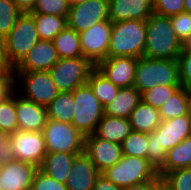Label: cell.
<instances>
[{
  "label": "cell",
  "instance_id": "1",
  "mask_svg": "<svg viewBox=\"0 0 191 190\" xmlns=\"http://www.w3.org/2000/svg\"><path fill=\"white\" fill-rule=\"evenodd\" d=\"M190 135L189 114L161 120L160 125L148 134L147 160L158 172L166 161L167 151Z\"/></svg>",
  "mask_w": 191,
  "mask_h": 190
},
{
  "label": "cell",
  "instance_id": "2",
  "mask_svg": "<svg viewBox=\"0 0 191 190\" xmlns=\"http://www.w3.org/2000/svg\"><path fill=\"white\" fill-rule=\"evenodd\" d=\"M181 50L182 42L176 36L170 17L153 12L146 20V44L143 56L178 60Z\"/></svg>",
  "mask_w": 191,
  "mask_h": 190
},
{
  "label": "cell",
  "instance_id": "3",
  "mask_svg": "<svg viewBox=\"0 0 191 190\" xmlns=\"http://www.w3.org/2000/svg\"><path fill=\"white\" fill-rule=\"evenodd\" d=\"M146 44V20L112 22L107 58L135 57L144 55Z\"/></svg>",
  "mask_w": 191,
  "mask_h": 190
},
{
  "label": "cell",
  "instance_id": "4",
  "mask_svg": "<svg viewBox=\"0 0 191 190\" xmlns=\"http://www.w3.org/2000/svg\"><path fill=\"white\" fill-rule=\"evenodd\" d=\"M181 86L178 60L138 59L134 87L142 94L155 86Z\"/></svg>",
  "mask_w": 191,
  "mask_h": 190
},
{
  "label": "cell",
  "instance_id": "5",
  "mask_svg": "<svg viewBox=\"0 0 191 190\" xmlns=\"http://www.w3.org/2000/svg\"><path fill=\"white\" fill-rule=\"evenodd\" d=\"M39 40L34 18L29 13H22L10 33L3 39L10 65L15 68Z\"/></svg>",
  "mask_w": 191,
  "mask_h": 190
},
{
  "label": "cell",
  "instance_id": "6",
  "mask_svg": "<svg viewBox=\"0 0 191 190\" xmlns=\"http://www.w3.org/2000/svg\"><path fill=\"white\" fill-rule=\"evenodd\" d=\"M72 93L74 104L71 124L84 136L93 134L104 116V107L88 84L77 87Z\"/></svg>",
  "mask_w": 191,
  "mask_h": 190
},
{
  "label": "cell",
  "instance_id": "7",
  "mask_svg": "<svg viewBox=\"0 0 191 190\" xmlns=\"http://www.w3.org/2000/svg\"><path fill=\"white\" fill-rule=\"evenodd\" d=\"M101 175L122 189L153 180L158 173L147 159L123 155L115 165L103 171Z\"/></svg>",
  "mask_w": 191,
  "mask_h": 190
},
{
  "label": "cell",
  "instance_id": "8",
  "mask_svg": "<svg viewBox=\"0 0 191 190\" xmlns=\"http://www.w3.org/2000/svg\"><path fill=\"white\" fill-rule=\"evenodd\" d=\"M96 65L88 58H60L49 70L59 92H72L77 87L87 84Z\"/></svg>",
  "mask_w": 191,
  "mask_h": 190
},
{
  "label": "cell",
  "instance_id": "9",
  "mask_svg": "<svg viewBox=\"0 0 191 190\" xmlns=\"http://www.w3.org/2000/svg\"><path fill=\"white\" fill-rule=\"evenodd\" d=\"M8 157L31 163L38 168L48 153L42 131L29 132L17 130L8 135Z\"/></svg>",
  "mask_w": 191,
  "mask_h": 190
},
{
  "label": "cell",
  "instance_id": "10",
  "mask_svg": "<svg viewBox=\"0 0 191 190\" xmlns=\"http://www.w3.org/2000/svg\"><path fill=\"white\" fill-rule=\"evenodd\" d=\"M42 132L47 152H84L85 136L71 123L48 119Z\"/></svg>",
  "mask_w": 191,
  "mask_h": 190
},
{
  "label": "cell",
  "instance_id": "11",
  "mask_svg": "<svg viewBox=\"0 0 191 190\" xmlns=\"http://www.w3.org/2000/svg\"><path fill=\"white\" fill-rule=\"evenodd\" d=\"M15 80L22 83V97L47 107L58 95L49 71L14 72Z\"/></svg>",
  "mask_w": 191,
  "mask_h": 190
},
{
  "label": "cell",
  "instance_id": "12",
  "mask_svg": "<svg viewBox=\"0 0 191 190\" xmlns=\"http://www.w3.org/2000/svg\"><path fill=\"white\" fill-rule=\"evenodd\" d=\"M112 21H101L79 33L83 57L95 65L107 58L111 38Z\"/></svg>",
  "mask_w": 191,
  "mask_h": 190
},
{
  "label": "cell",
  "instance_id": "13",
  "mask_svg": "<svg viewBox=\"0 0 191 190\" xmlns=\"http://www.w3.org/2000/svg\"><path fill=\"white\" fill-rule=\"evenodd\" d=\"M108 7L109 0H86L72 5L67 16V26L80 33L97 22L110 20Z\"/></svg>",
  "mask_w": 191,
  "mask_h": 190
},
{
  "label": "cell",
  "instance_id": "14",
  "mask_svg": "<svg viewBox=\"0 0 191 190\" xmlns=\"http://www.w3.org/2000/svg\"><path fill=\"white\" fill-rule=\"evenodd\" d=\"M38 169L37 166L21 160L10 157L2 159L0 190H31Z\"/></svg>",
  "mask_w": 191,
  "mask_h": 190
},
{
  "label": "cell",
  "instance_id": "15",
  "mask_svg": "<svg viewBox=\"0 0 191 190\" xmlns=\"http://www.w3.org/2000/svg\"><path fill=\"white\" fill-rule=\"evenodd\" d=\"M138 58L111 57L99 61L96 69L119 88L133 87Z\"/></svg>",
  "mask_w": 191,
  "mask_h": 190
},
{
  "label": "cell",
  "instance_id": "16",
  "mask_svg": "<svg viewBox=\"0 0 191 190\" xmlns=\"http://www.w3.org/2000/svg\"><path fill=\"white\" fill-rule=\"evenodd\" d=\"M84 152L100 173L115 165L123 156L121 144L100 139L94 134L85 136Z\"/></svg>",
  "mask_w": 191,
  "mask_h": 190
},
{
  "label": "cell",
  "instance_id": "17",
  "mask_svg": "<svg viewBox=\"0 0 191 190\" xmlns=\"http://www.w3.org/2000/svg\"><path fill=\"white\" fill-rule=\"evenodd\" d=\"M59 59L52 41L39 40L14 68V72L49 71Z\"/></svg>",
  "mask_w": 191,
  "mask_h": 190
},
{
  "label": "cell",
  "instance_id": "18",
  "mask_svg": "<svg viewBox=\"0 0 191 190\" xmlns=\"http://www.w3.org/2000/svg\"><path fill=\"white\" fill-rule=\"evenodd\" d=\"M15 109L18 120V130L38 132L43 131L47 123V108L15 95Z\"/></svg>",
  "mask_w": 191,
  "mask_h": 190
},
{
  "label": "cell",
  "instance_id": "19",
  "mask_svg": "<svg viewBox=\"0 0 191 190\" xmlns=\"http://www.w3.org/2000/svg\"><path fill=\"white\" fill-rule=\"evenodd\" d=\"M100 175L90 157L82 152L75 157L65 185L68 190H92Z\"/></svg>",
  "mask_w": 191,
  "mask_h": 190
},
{
  "label": "cell",
  "instance_id": "20",
  "mask_svg": "<svg viewBox=\"0 0 191 190\" xmlns=\"http://www.w3.org/2000/svg\"><path fill=\"white\" fill-rule=\"evenodd\" d=\"M109 19L112 22L125 20H147L153 13L147 0H109Z\"/></svg>",
  "mask_w": 191,
  "mask_h": 190
},
{
  "label": "cell",
  "instance_id": "21",
  "mask_svg": "<svg viewBox=\"0 0 191 190\" xmlns=\"http://www.w3.org/2000/svg\"><path fill=\"white\" fill-rule=\"evenodd\" d=\"M77 154L80 153L48 152L39 169L49 177L65 184Z\"/></svg>",
  "mask_w": 191,
  "mask_h": 190
},
{
  "label": "cell",
  "instance_id": "22",
  "mask_svg": "<svg viewBox=\"0 0 191 190\" xmlns=\"http://www.w3.org/2000/svg\"><path fill=\"white\" fill-rule=\"evenodd\" d=\"M141 101V93L134 86L120 88L115 99L104 107V115L128 119Z\"/></svg>",
  "mask_w": 191,
  "mask_h": 190
},
{
  "label": "cell",
  "instance_id": "23",
  "mask_svg": "<svg viewBox=\"0 0 191 190\" xmlns=\"http://www.w3.org/2000/svg\"><path fill=\"white\" fill-rule=\"evenodd\" d=\"M132 131L129 119L104 115L93 134L100 139L121 144Z\"/></svg>",
  "mask_w": 191,
  "mask_h": 190
},
{
  "label": "cell",
  "instance_id": "24",
  "mask_svg": "<svg viewBox=\"0 0 191 190\" xmlns=\"http://www.w3.org/2000/svg\"><path fill=\"white\" fill-rule=\"evenodd\" d=\"M133 131L151 133L161 123L159 110L141 101L129 116Z\"/></svg>",
  "mask_w": 191,
  "mask_h": 190
},
{
  "label": "cell",
  "instance_id": "25",
  "mask_svg": "<svg viewBox=\"0 0 191 190\" xmlns=\"http://www.w3.org/2000/svg\"><path fill=\"white\" fill-rule=\"evenodd\" d=\"M191 167V135L167 151L166 161L157 172L160 177L176 169Z\"/></svg>",
  "mask_w": 191,
  "mask_h": 190
},
{
  "label": "cell",
  "instance_id": "26",
  "mask_svg": "<svg viewBox=\"0 0 191 190\" xmlns=\"http://www.w3.org/2000/svg\"><path fill=\"white\" fill-rule=\"evenodd\" d=\"M52 42L59 58L83 57L79 33L68 26L58 33Z\"/></svg>",
  "mask_w": 191,
  "mask_h": 190
},
{
  "label": "cell",
  "instance_id": "27",
  "mask_svg": "<svg viewBox=\"0 0 191 190\" xmlns=\"http://www.w3.org/2000/svg\"><path fill=\"white\" fill-rule=\"evenodd\" d=\"M35 21L39 39L52 41L67 26V17L53 14L29 13Z\"/></svg>",
  "mask_w": 191,
  "mask_h": 190
},
{
  "label": "cell",
  "instance_id": "28",
  "mask_svg": "<svg viewBox=\"0 0 191 190\" xmlns=\"http://www.w3.org/2000/svg\"><path fill=\"white\" fill-rule=\"evenodd\" d=\"M87 84L103 107L107 106L115 99L120 89L103 76L96 68L91 72Z\"/></svg>",
  "mask_w": 191,
  "mask_h": 190
},
{
  "label": "cell",
  "instance_id": "29",
  "mask_svg": "<svg viewBox=\"0 0 191 190\" xmlns=\"http://www.w3.org/2000/svg\"><path fill=\"white\" fill-rule=\"evenodd\" d=\"M73 104L74 98L72 92H59L56 98L46 107L48 119L71 123Z\"/></svg>",
  "mask_w": 191,
  "mask_h": 190
},
{
  "label": "cell",
  "instance_id": "30",
  "mask_svg": "<svg viewBox=\"0 0 191 190\" xmlns=\"http://www.w3.org/2000/svg\"><path fill=\"white\" fill-rule=\"evenodd\" d=\"M186 114H188L186 89L179 87L165 104L161 106L159 115L161 120H168Z\"/></svg>",
  "mask_w": 191,
  "mask_h": 190
},
{
  "label": "cell",
  "instance_id": "31",
  "mask_svg": "<svg viewBox=\"0 0 191 190\" xmlns=\"http://www.w3.org/2000/svg\"><path fill=\"white\" fill-rule=\"evenodd\" d=\"M148 133L132 131L121 143L123 155L147 159Z\"/></svg>",
  "mask_w": 191,
  "mask_h": 190
},
{
  "label": "cell",
  "instance_id": "32",
  "mask_svg": "<svg viewBox=\"0 0 191 190\" xmlns=\"http://www.w3.org/2000/svg\"><path fill=\"white\" fill-rule=\"evenodd\" d=\"M22 15L13 0H0V39L3 40Z\"/></svg>",
  "mask_w": 191,
  "mask_h": 190
},
{
  "label": "cell",
  "instance_id": "33",
  "mask_svg": "<svg viewBox=\"0 0 191 190\" xmlns=\"http://www.w3.org/2000/svg\"><path fill=\"white\" fill-rule=\"evenodd\" d=\"M0 130H3L8 134L18 130L15 93L0 102Z\"/></svg>",
  "mask_w": 191,
  "mask_h": 190
},
{
  "label": "cell",
  "instance_id": "34",
  "mask_svg": "<svg viewBox=\"0 0 191 190\" xmlns=\"http://www.w3.org/2000/svg\"><path fill=\"white\" fill-rule=\"evenodd\" d=\"M179 87L181 86L157 85L154 88H151L141 94L142 101L159 110Z\"/></svg>",
  "mask_w": 191,
  "mask_h": 190
},
{
  "label": "cell",
  "instance_id": "35",
  "mask_svg": "<svg viewBox=\"0 0 191 190\" xmlns=\"http://www.w3.org/2000/svg\"><path fill=\"white\" fill-rule=\"evenodd\" d=\"M69 8L68 0H36L33 10L29 13L53 14L67 17Z\"/></svg>",
  "mask_w": 191,
  "mask_h": 190
},
{
  "label": "cell",
  "instance_id": "36",
  "mask_svg": "<svg viewBox=\"0 0 191 190\" xmlns=\"http://www.w3.org/2000/svg\"><path fill=\"white\" fill-rule=\"evenodd\" d=\"M162 177L172 190H191V167L167 172Z\"/></svg>",
  "mask_w": 191,
  "mask_h": 190
},
{
  "label": "cell",
  "instance_id": "37",
  "mask_svg": "<svg viewBox=\"0 0 191 190\" xmlns=\"http://www.w3.org/2000/svg\"><path fill=\"white\" fill-rule=\"evenodd\" d=\"M152 9L156 14L171 17L184 11V0H154Z\"/></svg>",
  "mask_w": 191,
  "mask_h": 190
},
{
  "label": "cell",
  "instance_id": "38",
  "mask_svg": "<svg viewBox=\"0 0 191 190\" xmlns=\"http://www.w3.org/2000/svg\"><path fill=\"white\" fill-rule=\"evenodd\" d=\"M170 20L176 36L183 43V41L191 35V14L183 11L177 15L171 16Z\"/></svg>",
  "mask_w": 191,
  "mask_h": 190
},
{
  "label": "cell",
  "instance_id": "39",
  "mask_svg": "<svg viewBox=\"0 0 191 190\" xmlns=\"http://www.w3.org/2000/svg\"><path fill=\"white\" fill-rule=\"evenodd\" d=\"M31 190H68L65 184L49 177L40 169L34 175Z\"/></svg>",
  "mask_w": 191,
  "mask_h": 190
},
{
  "label": "cell",
  "instance_id": "40",
  "mask_svg": "<svg viewBox=\"0 0 191 190\" xmlns=\"http://www.w3.org/2000/svg\"><path fill=\"white\" fill-rule=\"evenodd\" d=\"M181 87L191 88V50H181L178 57Z\"/></svg>",
  "mask_w": 191,
  "mask_h": 190
},
{
  "label": "cell",
  "instance_id": "41",
  "mask_svg": "<svg viewBox=\"0 0 191 190\" xmlns=\"http://www.w3.org/2000/svg\"><path fill=\"white\" fill-rule=\"evenodd\" d=\"M15 83V77H0V102L16 92Z\"/></svg>",
  "mask_w": 191,
  "mask_h": 190
},
{
  "label": "cell",
  "instance_id": "42",
  "mask_svg": "<svg viewBox=\"0 0 191 190\" xmlns=\"http://www.w3.org/2000/svg\"><path fill=\"white\" fill-rule=\"evenodd\" d=\"M0 77H15L14 68L7 60L3 40L0 39Z\"/></svg>",
  "mask_w": 191,
  "mask_h": 190
},
{
  "label": "cell",
  "instance_id": "43",
  "mask_svg": "<svg viewBox=\"0 0 191 190\" xmlns=\"http://www.w3.org/2000/svg\"><path fill=\"white\" fill-rule=\"evenodd\" d=\"M92 190H122L119 186L115 185L110 180L106 179L103 175H100Z\"/></svg>",
  "mask_w": 191,
  "mask_h": 190
},
{
  "label": "cell",
  "instance_id": "44",
  "mask_svg": "<svg viewBox=\"0 0 191 190\" xmlns=\"http://www.w3.org/2000/svg\"><path fill=\"white\" fill-rule=\"evenodd\" d=\"M8 133L0 130V159L8 157L9 145H8Z\"/></svg>",
  "mask_w": 191,
  "mask_h": 190
},
{
  "label": "cell",
  "instance_id": "45",
  "mask_svg": "<svg viewBox=\"0 0 191 190\" xmlns=\"http://www.w3.org/2000/svg\"><path fill=\"white\" fill-rule=\"evenodd\" d=\"M22 13H29L33 10L36 0H13Z\"/></svg>",
  "mask_w": 191,
  "mask_h": 190
},
{
  "label": "cell",
  "instance_id": "46",
  "mask_svg": "<svg viewBox=\"0 0 191 190\" xmlns=\"http://www.w3.org/2000/svg\"><path fill=\"white\" fill-rule=\"evenodd\" d=\"M152 190H172V189L163 177L157 175L152 180Z\"/></svg>",
  "mask_w": 191,
  "mask_h": 190
},
{
  "label": "cell",
  "instance_id": "47",
  "mask_svg": "<svg viewBox=\"0 0 191 190\" xmlns=\"http://www.w3.org/2000/svg\"><path fill=\"white\" fill-rule=\"evenodd\" d=\"M122 190H152V180H148L140 184L131 185L122 188Z\"/></svg>",
  "mask_w": 191,
  "mask_h": 190
},
{
  "label": "cell",
  "instance_id": "48",
  "mask_svg": "<svg viewBox=\"0 0 191 190\" xmlns=\"http://www.w3.org/2000/svg\"><path fill=\"white\" fill-rule=\"evenodd\" d=\"M182 50H191V35L182 43Z\"/></svg>",
  "mask_w": 191,
  "mask_h": 190
},
{
  "label": "cell",
  "instance_id": "49",
  "mask_svg": "<svg viewBox=\"0 0 191 190\" xmlns=\"http://www.w3.org/2000/svg\"><path fill=\"white\" fill-rule=\"evenodd\" d=\"M188 114L191 115V88L186 89Z\"/></svg>",
  "mask_w": 191,
  "mask_h": 190
},
{
  "label": "cell",
  "instance_id": "50",
  "mask_svg": "<svg viewBox=\"0 0 191 190\" xmlns=\"http://www.w3.org/2000/svg\"><path fill=\"white\" fill-rule=\"evenodd\" d=\"M184 11L191 14V0H184Z\"/></svg>",
  "mask_w": 191,
  "mask_h": 190
},
{
  "label": "cell",
  "instance_id": "51",
  "mask_svg": "<svg viewBox=\"0 0 191 190\" xmlns=\"http://www.w3.org/2000/svg\"><path fill=\"white\" fill-rule=\"evenodd\" d=\"M86 0H68L70 6L85 2Z\"/></svg>",
  "mask_w": 191,
  "mask_h": 190
},
{
  "label": "cell",
  "instance_id": "52",
  "mask_svg": "<svg viewBox=\"0 0 191 190\" xmlns=\"http://www.w3.org/2000/svg\"><path fill=\"white\" fill-rule=\"evenodd\" d=\"M189 128H190V135H191V115H189Z\"/></svg>",
  "mask_w": 191,
  "mask_h": 190
},
{
  "label": "cell",
  "instance_id": "53",
  "mask_svg": "<svg viewBox=\"0 0 191 190\" xmlns=\"http://www.w3.org/2000/svg\"><path fill=\"white\" fill-rule=\"evenodd\" d=\"M147 1L152 5L154 0H147Z\"/></svg>",
  "mask_w": 191,
  "mask_h": 190
}]
</instances>
